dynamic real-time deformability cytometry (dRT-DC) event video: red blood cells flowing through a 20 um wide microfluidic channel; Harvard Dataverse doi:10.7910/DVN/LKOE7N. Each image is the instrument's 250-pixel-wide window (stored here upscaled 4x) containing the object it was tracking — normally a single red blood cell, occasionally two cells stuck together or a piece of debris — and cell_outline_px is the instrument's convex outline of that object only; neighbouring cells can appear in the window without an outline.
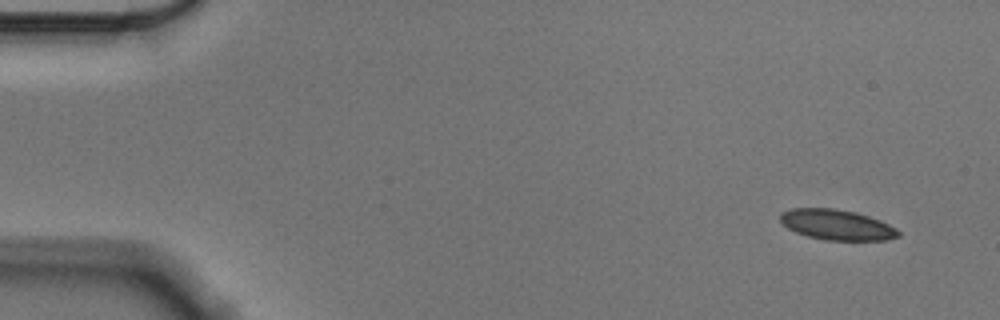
{"species": "Egyptian fruit bat (a non-hibernating species)", "species_latin": "Rousettus aegyptiacus", "temperature_condition": "cold", "stored_images_in_passage": 54, "camera_frame_rate_fps": 3000, "um_per_image_px": 0.085, "animal": {"sex": "male"}, "frame": {"image": 1, "passage_image": 1, "time_ms": 0.0, "image_size_px": [1000, 320], "cell_outline_px": [[900, 236], [884, 240], [824, 240], [808, 236], [796, 232], [788, 228], [780, 220], [780, 212], [792, 208], [836, 208], [856, 212], [868, 216], [888, 224], [896, 228], [900, 232]], "centroid_in_image_um": [71.11, 19.1], "position_along_channel_um": 13.9, "area_um2": 20.87}}
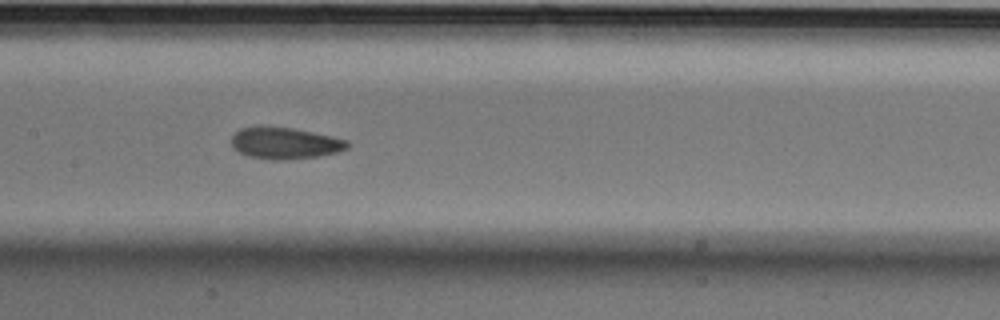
{"frame": {"image": 2, "passage_image": 25, "time_ms": 8.0, "image_size_px": [1000, 320], "cell_outline_px": [[348, 148], [336, 152], [320, 156], [284, 160], [272, 160], [248, 156], [232, 148], [232, 136], [240, 128], [256, 124], [260, 124], [292, 128], [332, 136], [348, 140]], "centroid_in_image_um": [24.17, 12.14], "position_along_channel_um": 183.2, "area_um2": 21.73}}
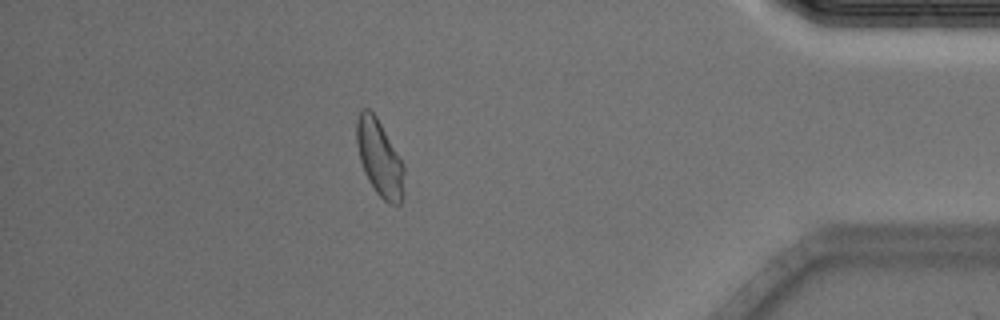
{"frame": {"image": 3, "passage_image": 47, "time_ms": 15.333, "image_size_px": [1000, 320], "cell_outline_px": [[404, 196], [400, 204], [388, 204], [376, 192], [368, 180], [364, 172], [360, 160], [356, 144], [356, 120], [360, 112], [364, 108], [368, 108], [376, 116], [404, 164]], "centroid_in_image_um": [32.26, 13.46], "position_along_channel_um": 402.9, "area_um2": 21.21}, "authors_computed_cell_mechanics": {"area_um2": 21.1548, "velocity_mm_per_s": 3.541, "shape_relaxation_time_tau1_ms": 7.2078, "shape_relaxation_time_tau2_ms": 2.2326, "deformation_change_tau1": 0.1145, "deformation_change_tau2": 0.0858}}